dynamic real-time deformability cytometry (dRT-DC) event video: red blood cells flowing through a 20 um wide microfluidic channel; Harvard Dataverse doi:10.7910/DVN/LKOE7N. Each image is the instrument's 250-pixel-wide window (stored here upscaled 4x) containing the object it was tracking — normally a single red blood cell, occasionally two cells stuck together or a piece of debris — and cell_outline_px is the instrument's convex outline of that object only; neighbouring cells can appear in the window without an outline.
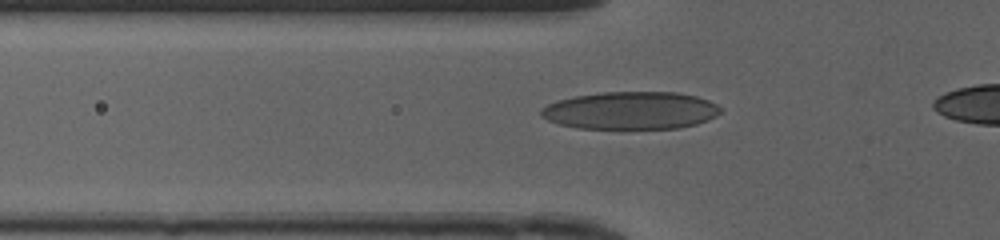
{"species": "human", "species_latin": "Homo sapiens", "temperature_condition": "cold", "stored_images_in_passage": 34, "camera_frame_rate_fps": 3000, "um_per_image_px": 0.085, "donor": {"sex": "female"}, "frame": {"image": 1, "passage_image": 8, "time_ms": 2.333, "image_size_px": [1000, 240], "cell_outline_px": [[724, 108], [716, 116], [708, 120], [696, 124], [680, 128], [576, 128], [560, 124], [548, 120], [540, 116], [540, 108], [556, 100], [576, 96], [604, 92], [676, 92], [696, 96], [708, 100]], "centroid_in_image_um": [53.62, 9.39], "position_along_channel_um": 72.2, "area_um2": 39.42}}
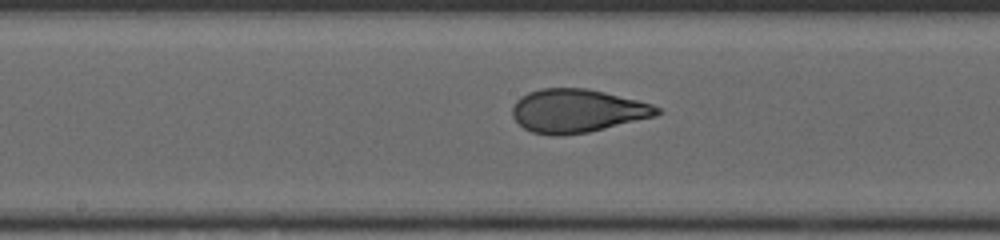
{"frame": {"image": 2, "passage_image": 17, "time_ms": 5.333, "image_size_px": [1000, 240], "cell_outline_px": [[664, 112], [656, 116], [588, 132], [560, 136], [552, 136], [532, 132], [524, 128], [512, 116], [512, 108], [516, 100], [520, 96], [528, 92], [540, 88], [588, 88], [652, 104], [660, 108]], "centroid_in_image_um": [49.05, 9.42], "position_along_channel_um": 199.1, "area_um2": 36.65}}
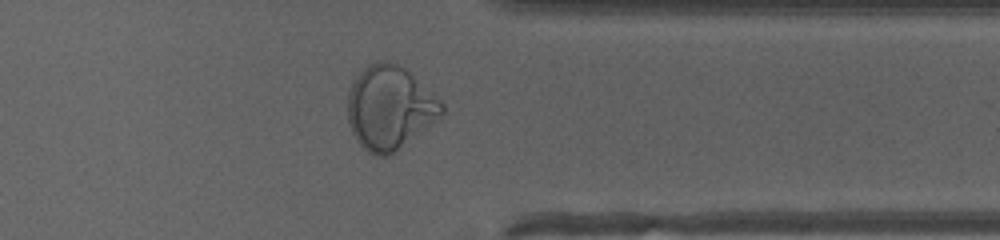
{"frame": {"image": 3, "passage_image": 30, "time_ms": 9.667, "image_size_px": [1000, 240], "cell_outline_px": [[444, 112], [436, 120], [388, 156], [372, 156], [356, 140], [348, 124], [348, 88], [352, 80], [368, 64], [376, 60], [388, 60], [404, 68], [432, 92], [444, 104]], "centroid_in_image_um": [33.08, 9.13], "position_along_channel_um": 378.3, "area_um2": 45.72}}